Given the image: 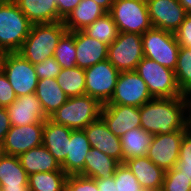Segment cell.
Listing matches in <instances>:
<instances>
[{"mask_svg": "<svg viewBox=\"0 0 191 191\" xmlns=\"http://www.w3.org/2000/svg\"><path fill=\"white\" fill-rule=\"evenodd\" d=\"M188 96L153 98L139 107L141 128L152 135L187 129Z\"/></svg>", "mask_w": 191, "mask_h": 191, "instance_id": "cell-1", "label": "cell"}, {"mask_svg": "<svg viewBox=\"0 0 191 191\" xmlns=\"http://www.w3.org/2000/svg\"><path fill=\"white\" fill-rule=\"evenodd\" d=\"M67 31L63 21L32 24L29 35L17 52L33 65L52 57L61 36Z\"/></svg>", "mask_w": 191, "mask_h": 191, "instance_id": "cell-2", "label": "cell"}, {"mask_svg": "<svg viewBox=\"0 0 191 191\" xmlns=\"http://www.w3.org/2000/svg\"><path fill=\"white\" fill-rule=\"evenodd\" d=\"M31 26L14 0H0V47L7 53L20 50Z\"/></svg>", "mask_w": 191, "mask_h": 191, "instance_id": "cell-3", "label": "cell"}, {"mask_svg": "<svg viewBox=\"0 0 191 191\" xmlns=\"http://www.w3.org/2000/svg\"><path fill=\"white\" fill-rule=\"evenodd\" d=\"M102 106L97 99L84 94L68 98L48 118L54 123L64 125L72 130H83L100 118Z\"/></svg>", "mask_w": 191, "mask_h": 191, "instance_id": "cell-4", "label": "cell"}, {"mask_svg": "<svg viewBox=\"0 0 191 191\" xmlns=\"http://www.w3.org/2000/svg\"><path fill=\"white\" fill-rule=\"evenodd\" d=\"M135 72L147 84L148 91L153 98L185 96L181 93L177 85L174 70L144 57L137 64Z\"/></svg>", "mask_w": 191, "mask_h": 191, "instance_id": "cell-5", "label": "cell"}, {"mask_svg": "<svg viewBox=\"0 0 191 191\" xmlns=\"http://www.w3.org/2000/svg\"><path fill=\"white\" fill-rule=\"evenodd\" d=\"M108 13L119 32L142 35L153 27L146 0H115Z\"/></svg>", "mask_w": 191, "mask_h": 191, "instance_id": "cell-6", "label": "cell"}, {"mask_svg": "<svg viewBox=\"0 0 191 191\" xmlns=\"http://www.w3.org/2000/svg\"><path fill=\"white\" fill-rule=\"evenodd\" d=\"M142 45L145 58L175 70L180 45L174 33L152 27L142 34Z\"/></svg>", "mask_w": 191, "mask_h": 191, "instance_id": "cell-7", "label": "cell"}, {"mask_svg": "<svg viewBox=\"0 0 191 191\" xmlns=\"http://www.w3.org/2000/svg\"><path fill=\"white\" fill-rule=\"evenodd\" d=\"M144 58L142 35L119 32L116 40L108 46L107 60L119 71H135Z\"/></svg>", "mask_w": 191, "mask_h": 191, "instance_id": "cell-8", "label": "cell"}, {"mask_svg": "<svg viewBox=\"0 0 191 191\" xmlns=\"http://www.w3.org/2000/svg\"><path fill=\"white\" fill-rule=\"evenodd\" d=\"M85 71V94L97 99L102 105L114 94L120 72L106 59Z\"/></svg>", "mask_w": 191, "mask_h": 191, "instance_id": "cell-9", "label": "cell"}, {"mask_svg": "<svg viewBox=\"0 0 191 191\" xmlns=\"http://www.w3.org/2000/svg\"><path fill=\"white\" fill-rule=\"evenodd\" d=\"M2 72L7 76L17 97L36 92L38 78L35 67L19 53L6 54Z\"/></svg>", "mask_w": 191, "mask_h": 191, "instance_id": "cell-10", "label": "cell"}, {"mask_svg": "<svg viewBox=\"0 0 191 191\" xmlns=\"http://www.w3.org/2000/svg\"><path fill=\"white\" fill-rule=\"evenodd\" d=\"M147 84L135 71L120 72L114 94L106 104L141 107L152 100Z\"/></svg>", "mask_w": 191, "mask_h": 191, "instance_id": "cell-11", "label": "cell"}, {"mask_svg": "<svg viewBox=\"0 0 191 191\" xmlns=\"http://www.w3.org/2000/svg\"><path fill=\"white\" fill-rule=\"evenodd\" d=\"M187 129L153 135L146 156L164 171L174 168L179 159L180 145Z\"/></svg>", "mask_w": 191, "mask_h": 191, "instance_id": "cell-12", "label": "cell"}, {"mask_svg": "<svg viewBox=\"0 0 191 191\" xmlns=\"http://www.w3.org/2000/svg\"><path fill=\"white\" fill-rule=\"evenodd\" d=\"M44 122L25 126H11L1 145V153L19 156L43 143Z\"/></svg>", "mask_w": 191, "mask_h": 191, "instance_id": "cell-13", "label": "cell"}, {"mask_svg": "<svg viewBox=\"0 0 191 191\" xmlns=\"http://www.w3.org/2000/svg\"><path fill=\"white\" fill-rule=\"evenodd\" d=\"M146 2L154 28L175 33L187 15L179 0H146Z\"/></svg>", "mask_w": 191, "mask_h": 191, "instance_id": "cell-14", "label": "cell"}, {"mask_svg": "<svg viewBox=\"0 0 191 191\" xmlns=\"http://www.w3.org/2000/svg\"><path fill=\"white\" fill-rule=\"evenodd\" d=\"M100 118L109 130L117 137H122L127 131L141 127L139 107L104 104Z\"/></svg>", "mask_w": 191, "mask_h": 191, "instance_id": "cell-15", "label": "cell"}, {"mask_svg": "<svg viewBox=\"0 0 191 191\" xmlns=\"http://www.w3.org/2000/svg\"><path fill=\"white\" fill-rule=\"evenodd\" d=\"M6 109L11 126H25L45 122L48 118L35 93L17 97Z\"/></svg>", "mask_w": 191, "mask_h": 191, "instance_id": "cell-16", "label": "cell"}, {"mask_svg": "<svg viewBox=\"0 0 191 191\" xmlns=\"http://www.w3.org/2000/svg\"><path fill=\"white\" fill-rule=\"evenodd\" d=\"M86 133L91 148L107 154L123 163V152L120 137L115 136L104 121L99 118L83 129Z\"/></svg>", "mask_w": 191, "mask_h": 191, "instance_id": "cell-17", "label": "cell"}, {"mask_svg": "<svg viewBox=\"0 0 191 191\" xmlns=\"http://www.w3.org/2000/svg\"><path fill=\"white\" fill-rule=\"evenodd\" d=\"M76 66L90 68L107 59L108 45L86 35L82 30L75 31Z\"/></svg>", "mask_w": 191, "mask_h": 191, "instance_id": "cell-18", "label": "cell"}, {"mask_svg": "<svg viewBox=\"0 0 191 191\" xmlns=\"http://www.w3.org/2000/svg\"><path fill=\"white\" fill-rule=\"evenodd\" d=\"M28 177L18 156L0 154L1 191H30Z\"/></svg>", "mask_w": 191, "mask_h": 191, "instance_id": "cell-19", "label": "cell"}, {"mask_svg": "<svg viewBox=\"0 0 191 191\" xmlns=\"http://www.w3.org/2000/svg\"><path fill=\"white\" fill-rule=\"evenodd\" d=\"M124 163L137 178L143 189L149 191L162 188L165 171L154 164L147 156L127 159Z\"/></svg>", "mask_w": 191, "mask_h": 191, "instance_id": "cell-20", "label": "cell"}, {"mask_svg": "<svg viewBox=\"0 0 191 191\" xmlns=\"http://www.w3.org/2000/svg\"><path fill=\"white\" fill-rule=\"evenodd\" d=\"M72 129L54 123L49 118L43 126V145L61 165L67 156Z\"/></svg>", "mask_w": 191, "mask_h": 191, "instance_id": "cell-21", "label": "cell"}, {"mask_svg": "<svg viewBox=\"0 0 191 191\" xmlns=\"http://www.w3.org/2000/svg\"><path fill=\"white\" fill-rule=\"evenodd\" d=\"M90 143L84 130H72L68 153L61 168L67 175L79 174L84 169L85 157L90 152Z\"/></svg>", "mask_w": 191, "mask_h": 191, "instance_id": "cell-22", "label": "cell"}, {"mask_svg": "<svg viewBox=\"0 0 191 191\" xmlns=\"http://www.w3.org/2000/svg\"><path fill=\"white\" fill-rule=\"evenodd\" d=\"M32 24L63 21L58 15L56 0H14Z\"/></svg>", "mask_w": 191, "mask_h": 191, "instance_id": "cell-23", "label": "cell"}, {"mask_svg": "<svg viewBox=\"0 0 191 191\" xmlns=\"http://www.w3.org/2000/svg\"><path fill=\"white\" fill-rule=\"evenodd\" d=\"M18 158L28 175L38 172L63 170L59 162L43 144L20 154Z\"/></svg>", "mask_w": 191, "mask_h": 191, "instance_id": "cell-24", "label": "cell"}, {"mask_svg": "<svg viewBox=\"0 0 191 191\" xmlns=\"http://www.w3.org/2000/svg\"><path fill=\"white\" fill-rule=\"evenodd\" d=\"M119 164L118 160L91 148L85 157L84 169L79 174L94 179H107L114 175Z\"/></svg>", "mask_w": 191, "mask_h": 191, "instance_id": "cell-25", "label": "cell"}, {"mask_svg": "<svg viewBox=\"0 0 191 191\" xmlns=\"http://www.w3.org/2000/svg\"><path fill=\"white\" fill-rule=\"evenodd\" d=\"M107 13L93 0H81L77 7L63 20L67 31H79L91 25Z\"/></svg>", "mask_w": 191, "mask_h": 191, "instance_id": "cell-26", "label": "cell"}, {"mask_svg": "<svg viewBox=\"0 0 191 191\" xmlns=\"http://www.w3.org/2000/svg\"><path fill=\"white\" fill-rule=\"evenodd\" d=\"M35 95L41 102L47 117L51 116L68 99L56 79L53 78L38 80Z\"/></svg>", "mask_w": 191, "mask_h": 191, "instance_id": "cell-27", "label": "cell"}, {"mask_svg": "<svg viewBox=\"0 0 191 191\" xmlns=\"http://www.w3.org/2000/svg\"><path fill=\"white\" fill-rule=\"evenodd\" d=\"M153 135L141 127L127 131L121 138L123 163L127 159L146 156Z\"/></svg>", "mask_w": 191, "mask_h": 191, "instance_id": "cell-28", "label": "cell"}, {"mask_svg": "<svg viewBox=\"0 0 191 191\" xmlns=\"http://www.w3.org/2000/svg\"><path fill=\"white\" fill-rule=\"evenodd\" d=\"M67 177L64 170L33 173L28 177L29 189L30 191H64Z\"/></svg>", "mask_w": 191, "mask_h": 191, "instance_id": "cell-29", "label": "cell"}, {"mask_svg": "<svg viewBox=\"0 0 191 191\" xmlns=\"http://www.w3.org/2000/svg\"><path fill=\"white\" fill-rule=\"evenodd\" d=\"M56 81L68 98L85 94V71L78 66L62 68Z\"/></svg>", "mask_w": 191, "mask_h": 191, "instance_id": "cell-30", "label": "cell"}, {"mask_svg": "<svg viewBox=\"0 0 191 191\" xmlns=\"http://www.w3.org/2000/svg\"><path fill=\"white\" fill-rule=\"evenodd\" d=\"M82 31L91 38L97 39L108 46L116 40L119 34L117 25L108 12L96 19L91 25L85 27Z\"/></svg>", "mask_w": 191, "mask_h": 191, "instance_id": "cell-31", "label": "cell"}, {"mask_svg": "<svg viewBox=\"0 0 191 191\" xmlns=\"http://www.w3.org/2000/svg\"><path fill=\"white\" fill-rule=\"evenodd\" d=\"M174 72L181 93L191 96V48L180 47Z\"/></svg>", "mask_w": 191, "mask_h": 191, "instance_id": "cell-32", "label": "cell"}, {"mask_svg": "<svg viewBox=\"0 0 191 191\" xmlns=\"http://www.w3.org/2000/svg\"><path fill=\"white\" fill-rule=\"evenodd\" d=\"M53 57L61 68H74L76 66L75 31H66L60 38Z\"/></svg>", "mask_w": 191, "mask_h": 191, "instance_id": "cell-33", "label": "cell"}, {"mask_svg": "<svg viewBox=\"0 0 191 191\" xmlns=\"http://www.w3.org/2000/svg\"><path fill=\"white\" fill-rule=\"evenodd\" d=\"M161 189L163 191H191V178L175 166L165 171Z\"/></svg>", "mask_w": 191, "mask_h": 191, "instance_id": "cell-34", "label": "cell"}, {"mask_svg": "<svg viewBox=\"0 0 191 191\" xmlns=\"http://www.w3.org/2000/svg\"><path fill=\"white\" fill-rule=\"evenodd\" d=\"M113 176L118 191H147L138 183L137 178L125 163L117 166Z\"/></svg>", "mask_w": 191, "mask_h": 191, "instance_id": "cell-35", "label": "cell"}, {"mask_svg": "<svg viewBox=\"0 0 191 191\" xmlns=\"http://www.w3.org/2000/svg\"><path fill=\"white\" fill-rule=\"evenodd\" d=\"M176 167L191 178V133L186 130L180 145L179 159Z\"/></svg>", "mask_w": 191, "mask_h": 191, "instance_id": "cell-36", "label": "cell"}, {"mask_svg": "<svg viewBox=\"0 0 191 191\" xmlns=\"http://www.w3.org/2000/svg\"><path fill=\"white\" fill-rule=\"evenodd\" d=\"M64 191H98L94 178L80 174L68 175Z\"/></svg>", "mask_w": 191, "mask_h": 191, "instance_id": "cell-37", "label": "cell"}, {"mask_svg": "<svg viewBox=\"0 0 191 191\" xmlns=\"http://www.w3.org/2000/svg\"><path fill=\"white\" fill-rule=\"evenodd\" d=\"M34 67L38 80L45 78L56 79L62 69L53 56L35 64Z\"/></svg>", "mask_w": 191, "mask_h": 191, "instance_id": "cell-38", "label": "cell"}, {"mask_svg": "<svg viewBox=\"0 0 191 191\" xmlns=\"http://www.w3.org/2000/svg\"><path fill=\"white\" fill-rule=\"evenodd\" d=\"M17 96L11 87L7 76L0 71V107H7L16 100Z\"/></svg>", "mask_w": 191, "mask_h": 191, "instance_id": "cell-39", "label": "cell"}, {"mask_svg": "<svg viewBox=\"0 0 191 191\" xmlns=\"http://www.w3.org/2000/svg\"><path fill=\"white\" fill-rule=\"evenodd\" d=\"M180 47L191 48V14H187L184 21L174 33Z\"/></svg>", "mask_w": 191, "mask_h": 191, "instance_id": "cell-40", "label": "cell"}, {"mask_svg": "<svg viewBox=\"0 0 191 191\" xmlns=\"http://www.w3.org/2000/svg\"><path fill=\"white\" fill-rule=\"evenodd\" d=\"M81 0H56L58 15L64 20Z\"/></svg>", "mask_w": 191, "mask_h": 191, "instance_id": "cell-41", "label": "cell"}, {"mask_svg": "<svg viewBox=\"0 0 191 191\" xmlns=\"http://www.w3.org/2000/svg\"><path fill=\"white\" fill-rule=\"evenodd\" d=\"M11 122L6 107H0V145L4 142L6 134L10 130Z\"/></svg>", "mask_w": 191, "mask_h": 191, "instance_id": "cell-42", "label": "cell"}, {"mask_svg": "<svg viewBox=\"0 0 191 191\" xmlns=\"http://www.w3.org/2000/svg\"><path fill=\"white\" fill-rule=\"evenodd\" d=\"M98 191H118L114 176L107 179H95Z\"/></svg>", "mask_w": 191, "mask_h": 191, "instance_id": "cell-43", "label": "cell"}, {"mask_svg": "<svg viewBox=\"0 0 191 191\" xmlns=\"http://www.w3.org/2000/svg\"><path fill=\"white\" fill-rule=\"evenodd\" d=\"M106 12H109L115 0H93Z\"/></svg>", "mask_w": 191, "mask_h": 191, "instance_id": "cell-44", "label": "cell"}, {"mask_svg": "<svg viewBox=\"0 0 191 191\" xmlns=\"http://www.w3.org/2000/svg\"><path fill=\"white\" fill-rule=\"evenodd\" d=\"M179 3L185 9L187 14H191V0H179Z\"/></svg>", "mask_w": 191, "mask_h": 191, "instance_id": "cell-45", "label": "cell"}, {"mask_svg": "<svg viewBox=\"0 0 191 191\" xmlns=\"http://www.w3.org/2000/svg\"><path fill=\"white\" fill-rule=\"evenodd\" d=\"M187 130L191 133V103H189L188 109H187Z\"/></svg>", "mask_w": 191, "mask_h": 191, "instance_id": "cell-46", "label": "cell"}, {"mask_svg": "<svg viewBox=\"0 0 191 191\" xmlns=\"http://www.w3.org/2000/svg\"><path fill=\"white\" fill-rule=\"evenodd\" d=\"M6 54L7 52L2 47H0V71H2V66L5 60Z\"/></svg>", "mask_w": 191, "mask_h": 191, "instance_id": "cell-47", "label": "cell"}, {"mask_svg": "<svg viewBox=\"0 0 191 191\" xmlns=\"http://www.w3.org/2000/svg\"><path fill=\"white\" fill-rule=\"evenodd\" d=\"M149 191H163L162 189H158V190H149Z\"/></svg>", "mask_w": 191, "mask_h": 191, "instance_id": "cell-48", "label": "cell"}]
</instances>
